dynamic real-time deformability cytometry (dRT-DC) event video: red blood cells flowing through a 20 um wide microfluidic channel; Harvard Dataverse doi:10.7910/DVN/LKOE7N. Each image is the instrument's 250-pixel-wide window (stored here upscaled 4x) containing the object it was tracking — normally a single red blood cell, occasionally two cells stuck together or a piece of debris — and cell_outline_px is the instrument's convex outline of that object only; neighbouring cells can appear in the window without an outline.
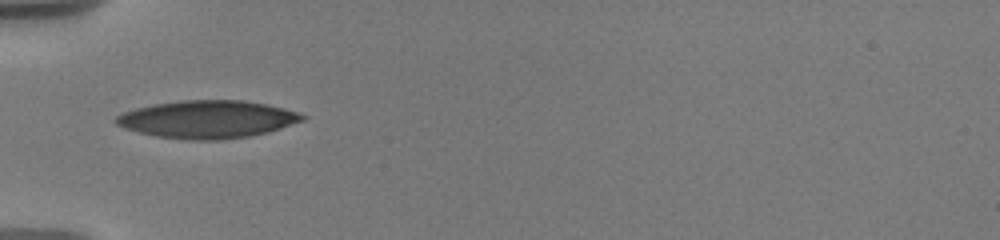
{"species": "human", "species_latin": "Homo sapiens", "temperature_condition": "warm", "stored_images_in_passage": 5, "camera_frame_rate_fps": 3000, "um_per_image_px": 0.085, "donor": {"sex": "male"}, "frame": {"image": 1, "passage_image": 1, "time_ms": 0.0, "image_size_px": [1000, 240], "cell_outline_px": [[308, 116], [304, 120], [268, 132], [248, 136], [220, 140], [188, 140], [156, 136], [124, 128], [116, 124], [112, 120], [116, 116], [124, 112], [136, 108], [156, 104], [180, 100], [244, 100], [268, 104], [284, 108]], "centroid_in_image_um": [17.63, 10.14], "position_along_channel_um": 67.4, "area_um2": 40.92}}
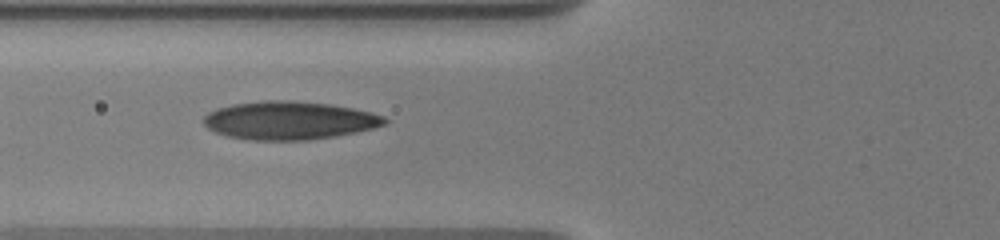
{"frame": {"image": 2, "passage_image": 4, "time_ms": 1.0, "image_size_px": [1000, 240], "cell_outline_px": [[388, 124], [356, 132], [336, 136], [308, 140], [252, 140], [228, 136], [216, 132], [208, 128], [204, 124], [204, 116], [208, 112], [216, 108], [232, 104], [264, 100], [292, 100], [328, 104], [352, 108], [372, 112], [384, 116], [388, 120]], "centroid_in_image_um": [24.6, 10.23], "position_along_channel_um": 101.2, "area_um2": 40.4}}
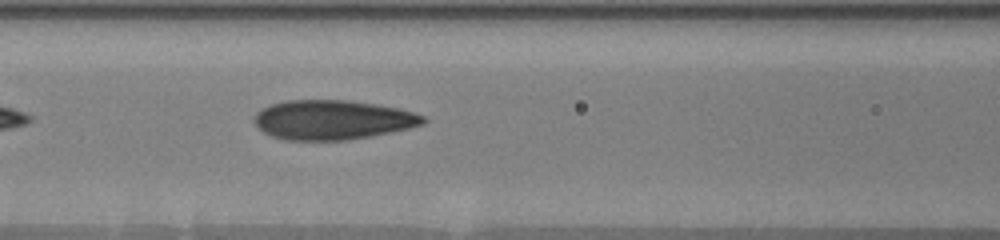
{"frame": {"image": 3, "passage_image": 5, "time_ms": 2.0, "image_size_px": [1000, 240], "cell_outline_px": [[428, 120], [424, 124], [392, 132], [372, 136], [348, 140], [284, 140], [272, 136], [256, 128], [256, 112], [260, 108], [272, 104], [288, 100], [348, 100], [376, 104], [400, 108], [424, 116]], "centroid_in_image_um": [28.28, 10.19], "position_along_channel_um": 138.3, "area_um2": 39.02}}